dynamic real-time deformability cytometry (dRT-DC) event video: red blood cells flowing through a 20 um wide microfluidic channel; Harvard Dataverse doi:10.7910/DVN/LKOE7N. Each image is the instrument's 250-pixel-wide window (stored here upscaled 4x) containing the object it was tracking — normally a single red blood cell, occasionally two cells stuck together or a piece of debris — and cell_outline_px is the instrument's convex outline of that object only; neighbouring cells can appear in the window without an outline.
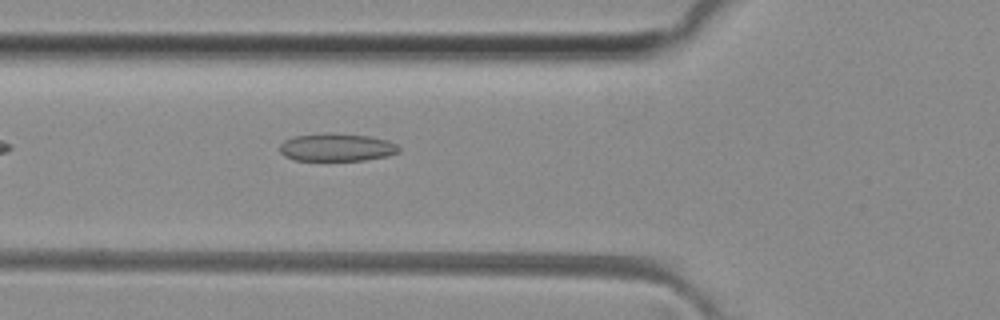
{"species": "common noctule bat (a hibernating species)", "species_latin": "Nyctalus noctula", "temperature_condition": "room temperature", "stored_images_in_passage": 35, "camera_frame_rate_fps": 3000, "um_per_image_px": 0.085, "animal": {"sex": "female", "body_mass_g": 29.2, "forearm_length_mm": 56.3}, "frame": {"image": 1, "passage_image": 3, "time_ms": 0.667, "image_size_px": [1000, 320], "cell_outline_px": [[400, 152], [388, 156], [364, 160], [296, 160], [284, 156], [280, 152], [280, 144], [284, 140], [292, 136], [324, 132], [372, 136], [388, 140], [396, 144], [400, 148]], "centroid_in_image_um": [28.62, 12.51], "position_along_channel_um": 97.2, "area_um2": 19.59}}
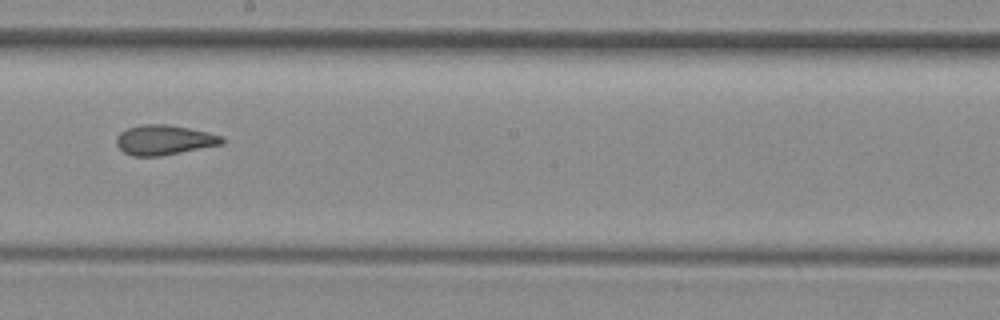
{"frame": {"image": 2, "passage_image": 13, "time_ms": 4.0, "image_size_px": [1000, 320], "cell_outline_px": [[224, 144], [160, 156], [132, 156], [124, 152], [116, 144], [116, 136], [120, 132], [128, 128], [140, 124], [168, 124], [208, 132], [224, 136]], "centroid_in_image_um": [13.96, 11.89], "position_along_channel_um": 234.2, "area_um2": 18.5}}
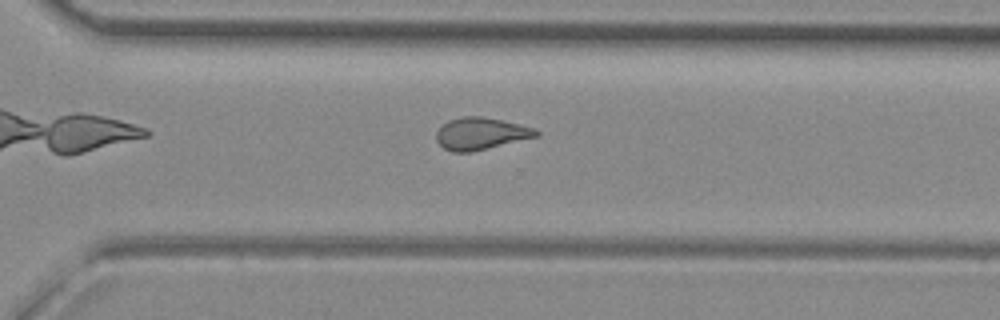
{"frame": {"image": 3, "passage_image": 20, "time_ms": 6.333, "image_size_px": [1000, 320], "cell_outline_px": [[540, 132], [536, 136], [472, 152], [452, 152], [444, 148], [436, 140], [436, 132], [448, 120], [460, 116], [484, 116], [520, 124], [536, 128]], "centroid_in_image_um": [40.85, 11.34], "position_along_channel_um": 329.8, "area_um2": 18.61}, "authors_computed_cell_mechanics": {"area_um2": 18.6116, "velocity_mm_per_s": 4.1117, "shape_relaxation_time_tau1_ms": null, "shape_relaxation_time_tau2_ms": 2.0157, "deformation_change_tau1": null, "deformation_change_tau2": 0.0897}}